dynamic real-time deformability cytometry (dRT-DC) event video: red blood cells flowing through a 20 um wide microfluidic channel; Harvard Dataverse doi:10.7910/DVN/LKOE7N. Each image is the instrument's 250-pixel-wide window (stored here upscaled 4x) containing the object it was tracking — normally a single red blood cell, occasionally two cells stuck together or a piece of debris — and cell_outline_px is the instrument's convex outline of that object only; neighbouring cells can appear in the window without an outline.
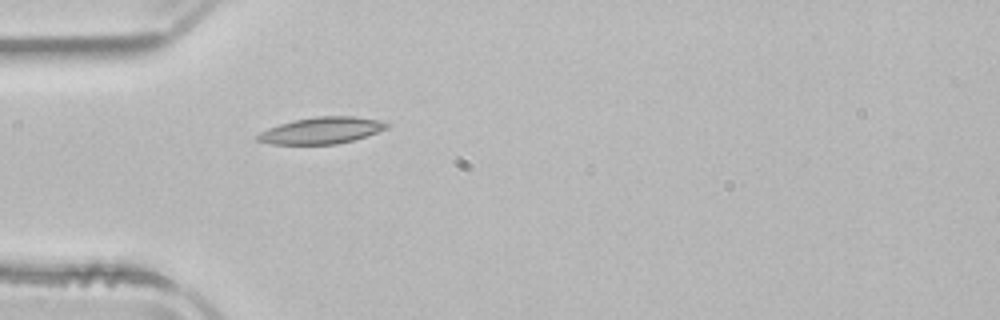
{"species": "common noctule bat (a hibernating species)", "species_latin": "Nyctalus noctula", "temperature_condition": "room temperature", "stored_images_in_passage": 37, "camera_frame_rate_fps": 3000, "um_per_image_px": 0.085, "animal": {"sex": "male", "body_mass_g": 21.5, "forearm_length_mm": 52.0}, "frame": {"image": 1, "passage_image": 1, "time_ms": 0.0, "image_size_px": [1000, 320], "cell_outline_px": [[388, 128], [352, 140], [336, 144], [272, 144], [256, 140], [256, 136], [260, 132], [268, 128], [292, 120], [316, 116], [356, 116], [380, 120], [388, 124]], "centroid_in_image_um": [27.3, 11.08], "position_along_channel_um": 57.7, "area_um2": 19.88}}
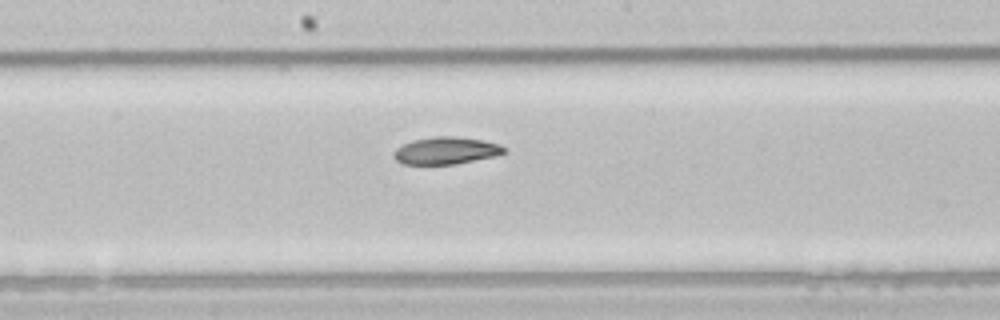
{"frame": {"image": 2, "passage_image": 13, "time_ms": 4.0, "image_size_px": [1000, 320], "cell_outline_px": [[508, 152], [496, 156], [456, 164], [404, 164], [396, 160], [392, 156], [392, 152], [396, 148], [412, 140], [436, 136], [456, 136], [484, 140], [500, 144]], "centroid_in_image_um": [37.92, 12.8], "position_along_channel_um": 210.3, "area_um2": 17.69}}
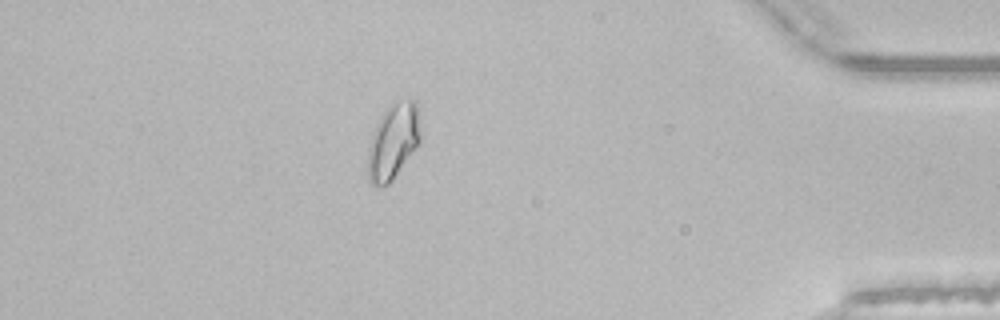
{"frame": {"image": 3, "passage_image": 31, "time_ms": 10.0, "image_size_px": [1000, 320], "cell_outline_px": [[420, 140], [392, 180], [388, 184], [380, 188], [372, 184], [368, 180], [368, 148], [376, 124], [380, 116], [388, 108], [396, 104], [408, 100], [416, 100], [420, 132]], "centroid_in_image_um": [33.39, 12.07], "position_along_channel_um": 401.8, "area_um2": 22.48}, "authors_computed_cell_mechanics": {"area_um2": 18.4382, "velocity_mm_per_s": 3.9141, "shape_relaxation_time_tau1_ms": 8.1126, "shape_relaxation_time_tau2_ms": 5.4879, "deformation_change_tau1": 0.174, "deformation_change_tau2": 0.1035}}